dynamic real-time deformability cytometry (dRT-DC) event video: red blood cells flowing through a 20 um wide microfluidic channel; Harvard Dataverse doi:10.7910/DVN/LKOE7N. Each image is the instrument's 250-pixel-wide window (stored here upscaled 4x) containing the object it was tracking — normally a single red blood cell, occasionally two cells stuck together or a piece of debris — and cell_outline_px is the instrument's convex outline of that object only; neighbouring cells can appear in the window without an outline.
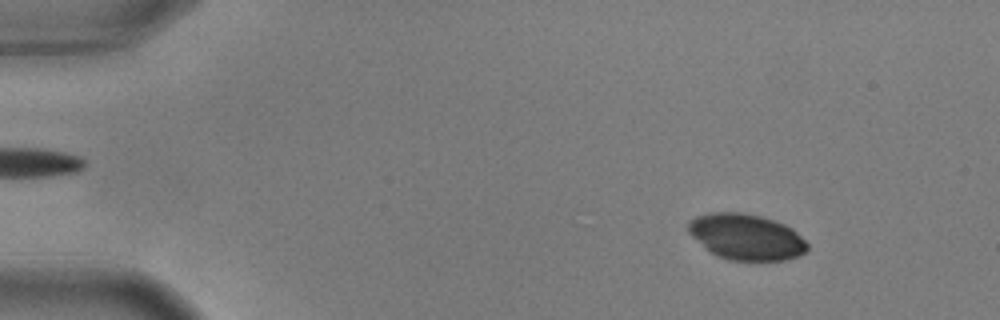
{"species": "common noctule bat (a hibernating species)", "species_latin": "Nyctalus noctula", "temperature_condition": "warm", "stored_images_in_passage": 57, "camera_frame_rate_fps": 3000, "um_per_image_px": 0.085, "animal": {"sex": "male", "body_mass_g": 17.9, "forearm_length_mm": 54.2}, "frame": {"image": 1, "passage_image": 8, "time_ms": 2.333, "image_size_px": [1000, 320], "cell_outline_px": [[808, 248], [800, 256], [784, 260], [728, 260], [716, 256], [704, 248], [688, 232], [688, 220], [696, 216], [712, 212], [744, 212], [760, 216], [784, 224], [792, 228], [808, 244]], "centroid_in_image_um": [63.4, 20.13], "position_along_channel_um": 21.6, "area_um2": 31.96}}
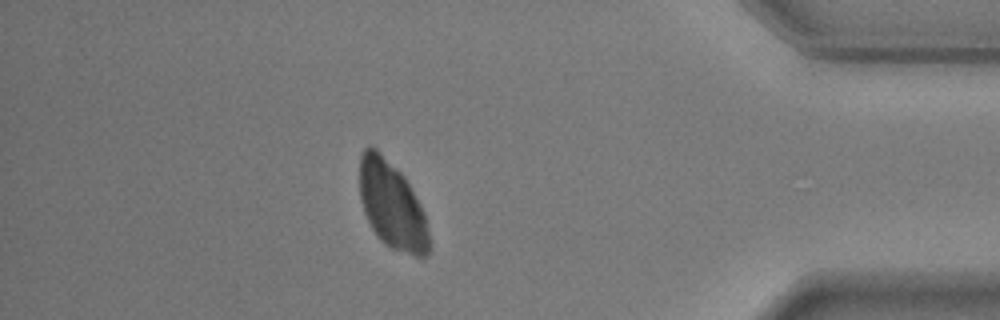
{"frame": {"image": 2, "passage_image": 50, "time_ms": 16.333, "image_size_px": [1000, 320], "cell_outline_px": [[428, 256], [416, 256], [392, 248], [384, 244], [376, 236], [364, 212], [360, 200], [360, 156], [364, 148], [368, 144], [376, 148], [404, 176], [420, 204], [424, 212], [428, 232]], "centroid_in_image_um": [33.29, 17.42], "position_along_channel_um": 401.9, "area_um2": 35.14}}